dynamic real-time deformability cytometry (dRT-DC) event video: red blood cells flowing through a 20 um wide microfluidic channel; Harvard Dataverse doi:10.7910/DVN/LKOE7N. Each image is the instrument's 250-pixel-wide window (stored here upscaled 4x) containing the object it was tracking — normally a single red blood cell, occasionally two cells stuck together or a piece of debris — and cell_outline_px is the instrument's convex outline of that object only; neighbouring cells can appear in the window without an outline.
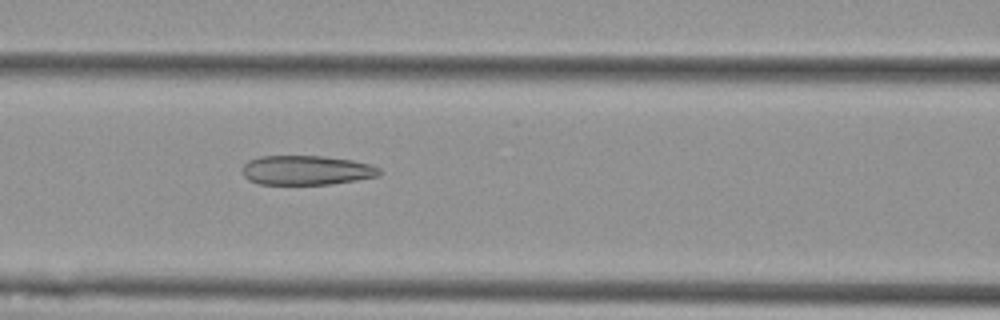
{"species": "Egyptian fruit bat (a non-hibernating species)", "species_latin": "Rousettus aegyptiacus", "temperature_condition": "cold", "stored_images_in_passage": 6, "camera_frame_rate_fps": 3000, "um_per_image_px": 0.085, "animal": {"sex": "female"}, "frame": {"image": 1, "passage_image": 6, "time_ms": 1.667, "image_size_px": [1000, 320], "cell_outline_px": [[384, 172], [380, 176], [332, 184], [260, 184], [248, 180], [244, 176], [240, 168], [248, 160], [260, 156], [324, 156], [352, 160], [372, 164], [380, 168]], "centroid_in_image_um": [26.07, 14.46], "position_along_channel_um": 140.5, "area_um2": 23.87}}